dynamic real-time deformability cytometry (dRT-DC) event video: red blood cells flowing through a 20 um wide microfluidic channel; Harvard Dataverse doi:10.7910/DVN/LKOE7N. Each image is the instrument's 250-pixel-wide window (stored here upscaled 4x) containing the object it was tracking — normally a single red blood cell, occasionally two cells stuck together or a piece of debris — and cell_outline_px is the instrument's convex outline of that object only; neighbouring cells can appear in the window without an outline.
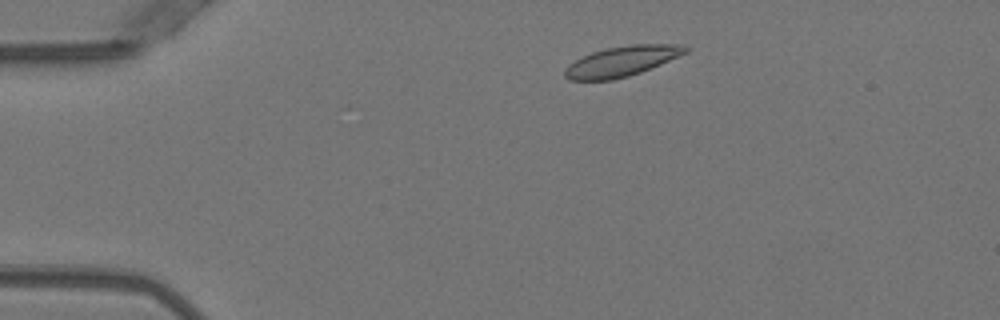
{"species": "Egyptian fruit bat (a non-hibernating species)", "species_latin": "Rousettus aegyptiacus", "temperature_condition": "warm", "stored_images_in_passage": 43, "camera_frame_rate_fps": 3000, "um_per_image_px": 0.085, "animal": {"sex": "female"}, "frame": {"image": 1, "passage_image": 1, "time_ms": 0.0, "image_size_px": [1000, 320], "cell_outline_px": [[692, 48], [688, 52], [660, 64], [640, 72], [628, 76], [612, 80], [568, 80], [564, 76], [564, 68], [568, 64], [592, 52], [608, 48], [632, 44], [680, 44]], "centroid_in_image_um": [52.86, 5.2], "position_along_channel_um": 32.1, "area_um2": 21.15}}
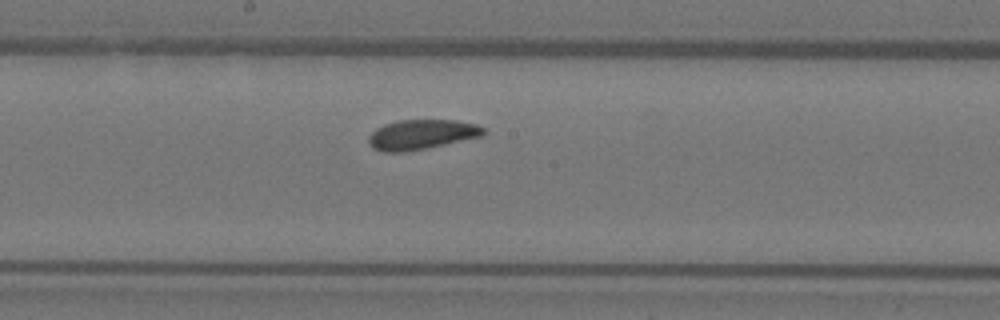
{"frame": {"image": 2, "passage_image": 19, "time_ms": 6.0, "image_size_px": [1000, 320], "cell_outline_px": [[488, 132], [484, 136], [404, 152], [384, 152], [372, 148], [368, 144], [368, 136], [376, 128], [384, 124], [400, 120], [456, 120], [476, 124], [484, 128]], "centroid_in_image_um": [35.83, 11.43], "position_along_channel_um": 212.4, "area_um2": 20.06}}
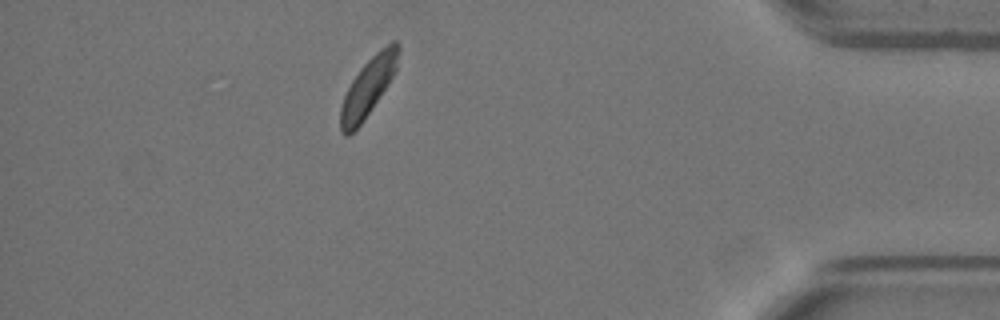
{"frame": {"image": 3, "passage_image": 37, "time_ms": 12.0, "image_size_px": [1000, 320], "cell_outline_px": [[400, 48], [396, 68], [388, 84], [360, 124], [348, 136], [344, 136], [340, 132], [340, 108], [344, 96], [352, 80], [360, 68], [380, 48], [392, 40], [396, 40], [400, 44]], "centroid_in_image_um": [31.28, 7.36], "position_along_channel_um": 403.9, "area_um2": 19.31}, "authors_computed_cell_mechanics": {"area_um2": 20.2878, "velocity_mm_per_s": 3.9096, "shape_relaxation_time_tau1_ms": 4.0724, "shape_relaxation_time_tau2_ms": null, "deformation_change_tau1": 0.093, "deformation_change_tau2": null}}